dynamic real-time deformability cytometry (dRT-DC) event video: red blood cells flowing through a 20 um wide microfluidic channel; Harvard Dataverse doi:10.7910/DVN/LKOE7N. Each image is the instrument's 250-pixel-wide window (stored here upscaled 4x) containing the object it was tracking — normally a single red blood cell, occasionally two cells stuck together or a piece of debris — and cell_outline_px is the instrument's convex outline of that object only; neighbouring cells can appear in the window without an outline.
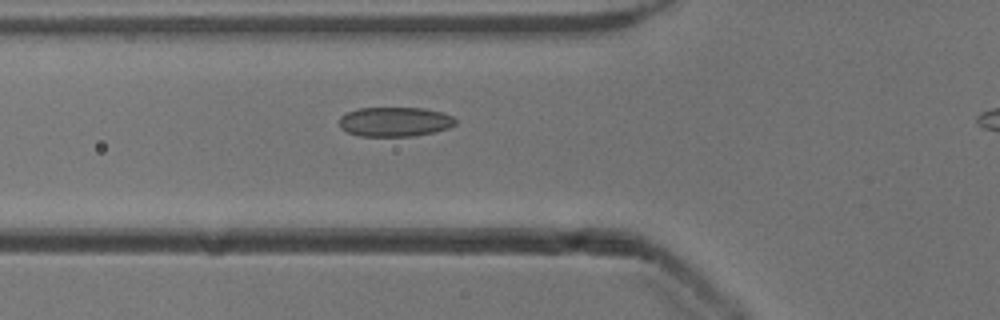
{"species": "common noctule bat (a hibernating species)", "species_latin": "Nyctalus noctula", "temperature_condition": "cold", "stored_images_in_passage": 39, "camera_frame_rate_fps": 3000, "um_per_image_px": 0.085, "animal": {"sex": "male", "body_mass_g": 13.3}, "frame": {"image": 1, "passage_image": 11, "time_ms": 3.333, "image_size_px": [1000, 320], "cell_outline_px": [[456, 124], [448, 128], [432, 132], [412, 136], [360, 136], [348, 132], [340, 128], [340, 116], [348, 112], [360, 108], [424, 108], [444, 112], [452, 116], [456, 120]], "centroid_in_image_um": [33.57, 10.34], "position_along_channel_um": 92.2, "area_um2": 19.94}}
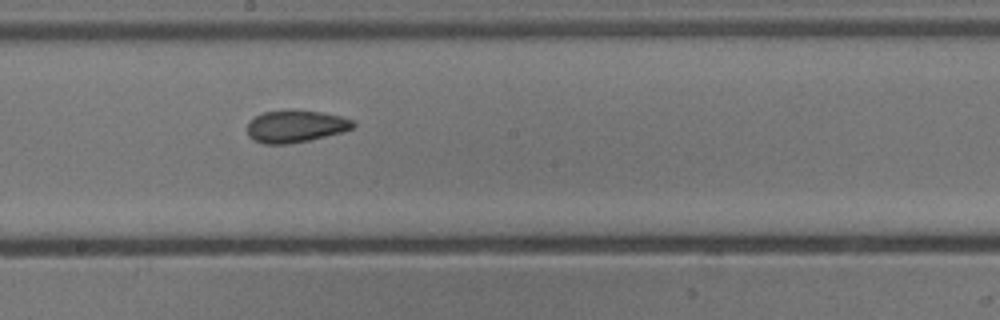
{"frame": {"image": 2, "passage_image": 21, "time_ms": 6.667, "image_size_px": [1000, 320], "cell_outline_px": [[356, 124], [352, 128], [340, 132], [308, 140], [288, 144], [264, 144], [252, 140], [248, 136], [248, 120], [264, 112], [320, 112], [340, 116], [352, 120]], "centroid_in_image_um": [25.08, 10.77], "position_along_channel_um": 223.1, "area_um2": 19.19}}
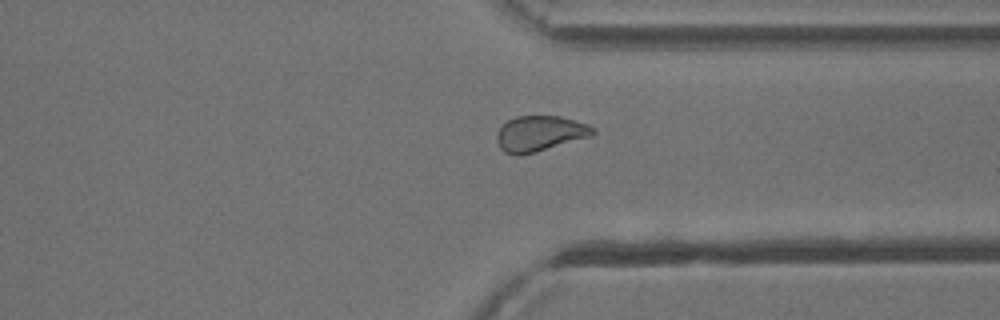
{"frame": {"image": 3, "passage_image": 32, "time_ms": 10.333, "image_size_px": [1000, 320], "cell_outline_px": [[596, 132], [592, 136], [536, 152], [520, 156], [516, 156], [504, 152], [500, 148], [496, 140], [496, 132], [508, 120], [516, 116], [560, 116], [588, 124], [596, 128]], "centroid_in_image_um": [45.89, 11.36], "position_along_channel_um": 365.5, "area_um2": 20.11}, "authors_computed_cell_mechanics": {"area_um2": 20.0566, "velocity_mm_per_s": 3.9007, "shape_relaxation_time_tau1_ms": 5.4919, "shape_relaxation_time_tau2_ms": 1.8087, "deformation_change_tau1": 0.1069, "deformation_change_tau2": 0.0578}}